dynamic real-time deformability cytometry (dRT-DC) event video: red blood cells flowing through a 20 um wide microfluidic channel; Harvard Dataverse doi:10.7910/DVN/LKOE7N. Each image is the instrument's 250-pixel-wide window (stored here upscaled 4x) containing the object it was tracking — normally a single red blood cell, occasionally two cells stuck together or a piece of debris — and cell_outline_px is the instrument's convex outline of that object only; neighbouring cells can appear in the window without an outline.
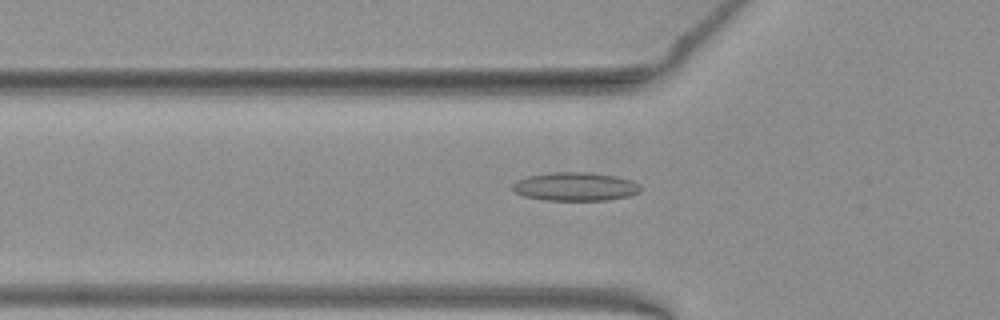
{"species": "common noctule bat (a hibernating species)", "species_latin": "Nyctalus noctula", "temperature_condition": "warm", "stored_images_in_passage": 49, "camera_frame_rate_fps": 3000, "um_per_image_px": 0.085, "animal": {"sex": "female", "body_mass_g": 19.3, "forearm_length_mm": 54.1}, "frame": {"image": 1, "passage_image": 18, "time_ms": 5.667, "image_size_px": [1000, 320], "cell_outline_px": [[640, 192], [628, 196], [608, 200], [544, 200], [524, 196], [516, 192], [512, 188], [512, 184], [516, 180], [528, 176], [548, 172], [592, 172], [616, 176], [632, 180], [640, 184]], "centroid_in_image_um": [48.9, 15.85], "position_along_channel_um": 76.9, "area_um2": 21.44}}
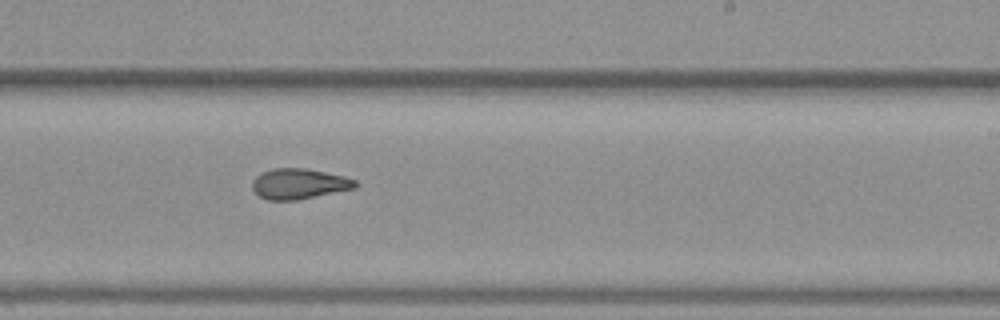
{"frame": {"image": 2, "passage_image": 32, "time_ms": 10.333, "image_size_px": [1000, 320], "cell_outline_px": [[360, 184], [356, 188], [296, 200], [268, 200], [260, 196], [252, 188], [252, 180], [260, 172], [272, 168], [304, 168], [344, 176], [356, 180]], "centroid_in_image_um": [25.42, 15.61], "position_along_channel_um": 263.6, "area_um2": 18.32}}
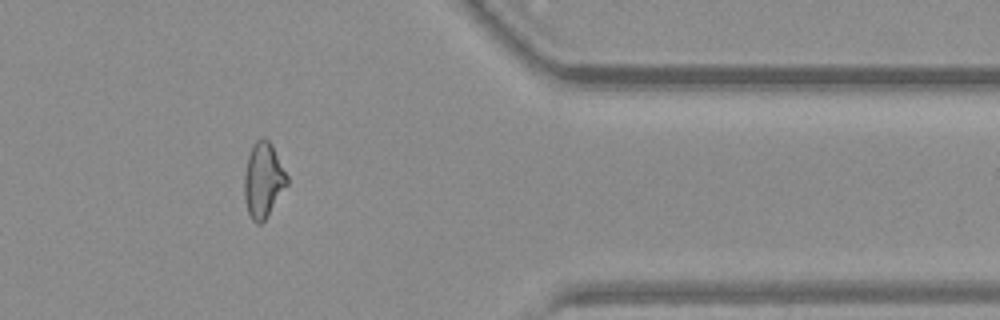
{"frame": {"image": 3, "passage_image": 43, "time_ms": 14.0, "image_size_px": [1000, 320], "cell_outline_px": [[288, 184], [264, 220], [260, 224], [256, 224], [252, 220], [248, 212], [244, 200], [244, 176], [248, 156], [256, 140], [264, 136], [272, 144], [288, 176]], "centroid_in_image_um": [22.38, 15.3], "position_along_channel_um": 389.0, "area_um2": 18.61}, "authors_computed_cell_mechanics": {"area_um2": 19.0162, "velocity_mm_per_s": 3.9831, "shape_relaxation_time_tau1_ms": null, "shape_relaxation_time_tau2_ms": 3.0981, "deformation_change_tau1": null, "deformation_change_tau2": 0.1062}}